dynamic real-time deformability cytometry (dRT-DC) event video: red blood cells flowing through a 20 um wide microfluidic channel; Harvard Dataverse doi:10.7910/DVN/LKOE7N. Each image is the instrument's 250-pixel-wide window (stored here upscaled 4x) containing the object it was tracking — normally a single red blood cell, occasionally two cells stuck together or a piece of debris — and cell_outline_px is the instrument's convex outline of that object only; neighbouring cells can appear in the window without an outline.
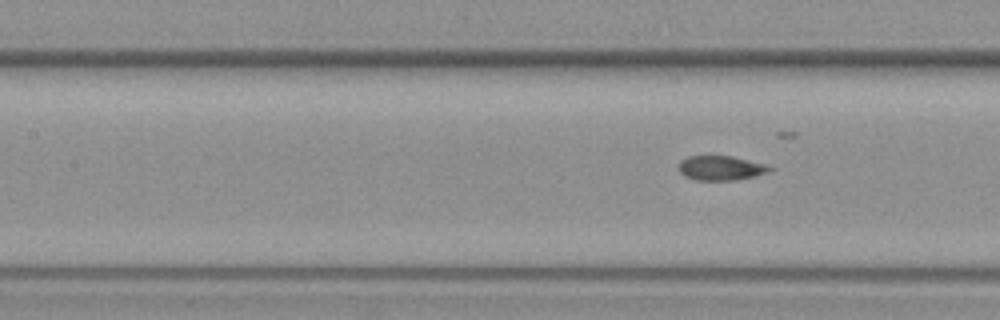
{"species": "common noctule bat (a hibernating species)", "species_latin": "Nyctalus noctula", "temperature_condition": "warm", "stored_images_in_passage": 5, "segment_of_instrument_passage": [2, 2], "camera_frame_rate_fps": 3000, "um_per_image_px": 0.085, "animal": {"sex": "female", "body_mass_g": 19.3, "forearm_length_mm": 54.1}, "frame": {"image": 1, "passage_image": 5, "time_ms": 4.667, "image_size_px": [1000, 320], "cell_outline_px": [[776, 168], [752, 176], [732, 180], [696, 180], [684, 176], [680, 172], [680, 160], [688, 156], [732, 156], [764, 164]], "centroid_in_image_um": [61.23, 14.27], "position_along_channel_um": 146.2, "area_um2": 12.72}}